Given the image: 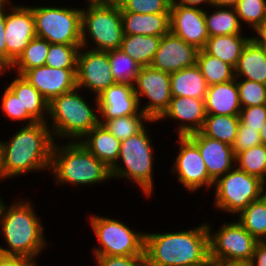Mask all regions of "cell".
<instances>
[{"label": "cell", "instance_id": "cell-10", "mask_svg": "<svg viewBox=\"0 0 266 266\" xmlns=\"http://www.w3.org/2000/svg\"><path fill=\"white\" fill-rule=\"evenodd\" d=\"M216 211L238 216L251 202L265 194L263 181L236 166L219 177L213 186Z\"/></svg>", "mask_w": 266, "mask_h": 266}, {"label": "cell", "instance_id": "cell-55", "mask_svg": "<svg viewBox=\"0 0 266 266\" xmlns=\"http://www.w3.org/2000/svg\"><path fill=\"white\" fill-rule=\"evenodd\" d=\"M16 3H14V1L12 2V0H0V7L3 6H12L15 5Z\"/></svg>", "mask_w": 266, "mask_h": 266}, {"label": "cell", "instance_id": "cell-38", "mask_svg": "<svg viewBox=\"0 0 266 266\" xmlns=\"http://www.w3.org/2000/svg\"><path fill=\"white\" fill-rule=\"evenodd\" d=\"M235 10L242 27L253 31L266 19V0H239Z\"/></svg>", "mask_w": 266, "mask_h": 266}, {"label": "cell", "instance_id": "cell-46", "mask_svg": "<svg viewBox=\"0 0 266 266\" xmlns=\"http://www.w3.org/2000/svg\"><path fill=\"white\" fill-rule=\"evenodd\" d=\"M32 258L4 255L0 253V266H38L39 262Z\"/></svg>", "mask_w": 266, "mask_h": 266}, {"label": "cell", "instance_id": "cell-12", "mask_svg": "<svg viewBox=\"0 0 266 266\" xmlns=\"http://www.w3.org/2000/svg\"><path fill=\"white\" fill-rule=\"evenodd\" d=\"M178 146L175 159L170 172L177 177L176 181L181 184L190 194H196L201 189L205 191L213 189L214 181L209 177L206 164L204 163L197 145L188 136H177ZM176 174V175H175Z\"/></svg>", "mask_w": 266, "mask_h": 266}, {"label": "cell", "instance_id": "cell-20", "mask_svg": "<svg viewBox=\"0 0 266 266\" xmlns=\"http://www.w3.org/2000/svg\"><path fill=\"white\" fill-rule=\"evenodd\" d=\"M198 147L209 177L215 182L236 166L232 146L203 135L200 131L187 135Z\"/></svg>", "mask_w": 266, "mask_h": 266}, {"label": "cell", "instance_id": "cell-37", "mask_svg": "<svg viewBox=\"0 0 266 266\" xmlns=\"http://www.w3.org/2000/svg\"><path fill=\"white\" fill-rule=\"evenodd\" d=\"M236 167L264 182L266 180V146L260 144L238 153Z\"/></svg>", "mask_w": 266, "mask_h": 266}, {"label": "cell", "instance_id": "cell-40", "mask_svg": "<svg viewBox=\"0 0 266 266\" xmlns=\"http://www.w3.org/2000/svg\"><path fill=\"white\" fill-rule=\"evenodd\" d=\"M0 96V111L5 115L3 117L11 120L10 122L16 123L17 121L21 126L22 124L31 125L37 122L27 111H23L20 99L7 86L4 87Z\"/></svg>", "mask_w": 266, "mask_h": 266}, {"label": "cell", "instance_id": "cell-50", "mask_svg": "<svg viewBox=\"0 0 266 266\" xmlns=\"http://www.w3.org/2000/svg\"><path fill=\"white\" fill-rule=\"evenodd\" d=\"M176 4L204 9L211 6V0H172ZM205 6V7H204Z\"/></svg>", "mask_w": 266, "mask_h": 266}, {"label": "cell", "instance_id": "cell-45", "mask_svg": "<svg viewBox=\"0 0 266 266\" xmlns=\"http://www.w3.org/2000/svg\"><path fill=\"white\" fill-rule=\"evenodd\" d=\"M95 264L99 266H146L145 255L133 256H103L92 255Z\"/></svg>", "mask_w": 266, "mask_h": 266}, {"label": "cell", "instance_id": "cell-22", "mask_svg": "<svg viewBox=\"0 0 266 266\" xmlns=\"http://www.w3.org/2000/svg\"><path fill=\"white\" fill-rule=\"evenodd\" d=\"M204 104L206 115L239 116L242 107L236 79L208 86Z\"/></svg>", "mask_w": 266, "mask_h": 266}, {"label": "cell", "instance_id": "cell-13", "mask_svg": "<svg viewBox=\"0 0 266 266\" xmlns=\"http://www.w3.org/2000/svg\"><path fill=\"white\" fill-rule=\"evenodd\" d=\"M133 88L141 111L151 120H158L168 109L172 99L170 73L158 70L151 65L143 66Z\"/></svg>", "mask_w": 266, "mask_h": 266}, {"label": "cell", "instance_id": "cell-1", "mask_svg": "<svg viewBox=\"0 0 266 266\" xmlns=\"http://www.w3.org/2000/svg\"><path fill=\"white\" fill-rule=\"evenodd\" d=\"M20 127L10 135L9 140L0 138L2 169L6 180L33 172L50 171L55 140L48 124L36 122Z\"/></svg>", "mask_w": 266, "mask_h": 266}, {"label": "cell", "instance_id": "cell-19", "mask_svg": "<svg viewBox=\"0 0 266 266\" xmlns=\"http://www.w3.org/2000/svg\"><path fill=\"white\" fill-rule=\"evenodd\" d=\"M206 118L204 100L192 97H172L168 109L157 120H174L176 135L187 136L202 129Z\"/></svg>", "mask_w": 266, "mask_h": 266}, {"label": "cell", "instance_id": "cell-41", "mask_svg": "<svg viewBox=\"0 0 266 266\" xmlns=\"http://www.w3.org/2000/svg\"><path fill=\"white\" fill-rule=\"evenodd\" d=\"M241 107L266 104V85L243 78H235Z\"/></svg>", "mask_w": 266, "mask_h": 266}, {"label": "cell", "instance_id": "cell-59", "mask_svg": "<svg viewBox=\"0 0 266 266\" xmlns=\"http://www.w3.org/2000/svg\"><path fill=\"white\" fill-rule=\"evenodd\" d=\"M263 187L266 189V180L263 182Z\"/></svg>", "mask_w": 266, "mask_h": 266}, {"label": "cell", "instance_id": "cell-18", "mask_svg": "<svg viewBox=\"0 0 266 266\" xmlns=\"http://www.w3.org/2000/svg\"><path fill=\"white\" fill-rule=\"evenodd\" d=\"M77 69L53 68L47 65L27 70L22 76L50 102L54 97L77 87Z\"/></svg>", "mask_w": 266, "mask_h": 266}, {"label": "cell", "instance_id": "cell-43", "mask_svg": "<svg viewBox=\"0 0 266 266\" xmlns=\"http://www.w3.org/2000/svg\"><path fill=\"white\" fill-rule=\"evenodd\" d=\"M239 119L246 128L260 132L266 123V104L241 108Z\"/></svg>", "mask_w": 266, "mask_h": 266}, {"label": "cell", "instance_id": "cell-58", "mask_svg": "<svg viewBox=\"0 0 266 266\" xmlns=\"http://www.w3.org/2000/svg\"><path fill=\"white\" fill-rule=\"evenodd\" d=\"M124 0H106V5H120Z\"/></svg>", "mask_w": 266, "mask_h": 266}, {"label": "cell", "instance_id": "cell-54", "mask_svg": "<svg viewBox=\"0 0 266 266\" xmlns=\"http://www.w3.org/2000/svg\"><path fill=\"white\" fill-rule=\"evenodd\" d=\"M6 178L3 175V169H2V146H1V141H0V181L4 182Z\"/></svg>", "mask_w": 266, "mask_h": 266}, {"label": "cell", "instance_id": "cell-57", "mask_svg": "<svg viewBox=\"0 0 266 266\" xmlns=\"http://www.w3.org/2000/svg\"><path fill=\"white\" fill-rule=\"evenodd\" d=\"M202 266H218L217 259H209L204 265Z\"/></svg>", "mask_w": 266, "mask_h": 266}, {"label": "cell", "instance_id": "cell-11", "mask_svg": "<svg viewBox=\"0 0 266 266\" xmlns=\"http://www.w3.org/2000/svg\"><path fill=\"white\" fill-rule=\"evenodd\" d=\"M206 224L209 232V259L247 264L251 262L258 240L237 219L224 221L217 230L207 220Z\"/></svg>", "mask_w": 266, "mask_h": 266}, {"label": "cell", "instance_id": "cell-8", "mask_svg": "<svg viewBox=\"0 0 266 266\" xmlns=\"http://www.w3.org/2000/svg\"><path fill=\"white\" fill-rule=\"evenodd\" d=\"M89 226L97 239L93 246V255L133 256L145 255V232L128 227L122 220L102 215H92Z\"/></svg>", "mask_w": 266, "mask_h": 266}, {"label": "cell", "instance_id": "cell-39", "mask_svg": "<svg viewBox=\"0 0 266 266\" xmlns=\"http://www.w3.org/2000/svg\"><path fill=\"white\" fill-rule=\"evenodd\" d=\"M81 45L50 43L45 65L53 68L77 69V57Z\"/></svg>", "mask_w": 266, "mask_h": 266}, {"label": "cell", "instance_id": "cell-42", "mask_svg": "<svg viewBox=\"0 0 266 266\" xmlns=\"http://www.w3.org/2000/svg\"><path fill=\"white\" fill-rule=\"evenodd\" d=\"M171 3L172 0H124L120 10L140 14L170 13Z\"/></svg>", "mask_w": 266, "mask_h": 266}, {"label": "cell", "instance_id": "cell-16", "mask_svg": "<svg viewBox=\"0 0 266 266\" xmlns=\"http://www.w3.org/2000/svg\"><path fill=\"white\" fill-rule=\"evenodd\" d=\"M170 31L187 44L202 50L209 38L205 23V10L172 2Z\"/></svg>", "mask_w": 266, "mask_h": 266}, {"label": "cell", "instance_id": "cell-28", "mask_svg": "<svg viewBox=\"0 0 266 266\" xmlns=\"http://www.w3.org/2000/svg\"><path fill=\"white\" fill-rule=\"evenodd\" d=\"M250 39L251 35L247 36V34L246 36L244 34H230L209 37L203 50L235 68Z\"/></svg>", "mask_w": 266, "mask_h": 266}, {"label": "cell", "instance_id": "cell-6", "mask_svg": "<svg viewBox=\"0 0 266 266\" xmlns=\"http://www.w3.org/2000/svg\"><path fill=\"white\" fill-rule=\"evenodd\" d=\"M147 127L146 125L139 133L121 141L119 158L110 173L112 180L132 182L149 199L155 190L153 174L157 155L149 130L151 127Z\"/></svg>", "mask_w": 266, "mask_h": 266}, {"label": "cell", "instance_id": "cell-48", "mask_svg": "<svg viewBox=\"0 0 266 266\" xmlns=\"http://www.w3.org/2000/svg\"><path fill=\"white\" fill-rule=\"evenodd\" d=\"M249 266H266V241H258Z\"/></svg>", "mask_w": 266, "mask_h": 266}, {"label": "cell", "instance_id": "cell-56", "mask_svg": "<svg viewBox=\"0 0 266 266\" xmlns=\"http://www.w3.org/2000/svg\"><path fill=\"white\" fill-rule=\"evenodd\" d=\"M85 3L86 4H104V5H106V0H86Z\"/></svg>", "mask_w": 266, "mask_h": 266}, {"label": "cell", "instance_id": "cell-26", "mask_svg": "<svg viewBox=\"0 0 266 266\" xmlns=\"http://www.w3.org/2000/svg\"><path fill=\"white\" fill-rule=\"evenodd\" d=\"M234 75L266 85V49L250 39L234 68Z\"/></svg>", "mask_w": 266, "mask_h": 266}, {"label": "cell", "instance_id": "cell-14", "mask_svg": "<svg viewBox=\"0 0 266 266\" xmlns=\"http://www.w3.org/2000/svg\"><path fill=\"white\" fill-rule=\"evenodd\" d=\"M76 83L77 88L84 92L87 90L86 93L89 90V95L94 94L95 97L116 84L111 73L108 51L81 47L77 57Z\"/></svg>", "mask_w": 266, "mask_h": 266}, {"label": "cell", "instance_id": "cell-4", "mask_svg": "<svg viewBox=\"0 0 266 266\" xmlns=\"http://www.w3.org/2000/svg\"><path fill=\"white\" fill-rule=\"evenodd\" d=\"M49 172L58 186L86 188L112 180L110 169L77 141H55Z\"/></svg>", "mask_w": 266, "mask_h": 266}, {"label": "cell", "instance_id": "cell-9", "mask_svg": "<svg viewBox=\"0 0 266 266\" xmlns=\"http://www.w3.org/2000/svg\"><path fill=\"white\" fill-rule=\"evenodd\" d=\"M28 5L33 12L37 37L53 44L81 45L82 8Z\"/></svg>", "mask_w": 266, "mask_h": 266}, {"label": "cell", "instance_id": "cell-21", "mask_svg": "<svg viewBox=\"0 0 266 266\" xmlns=\"http://www.w3.org/2000/svg\"><path fill=\"white\" fill-rule=\"evenodd\" d=\"M99 123L141 111L133 85L116 83L98 96Z\"/></svg>", "mask_w": 266, "mask_h": 266}, {"label": "cell", "instance_id": "cell-51", "mask_svg": "<svg viewBox=\"0 0 266 266\" xmlns=\"http://www.w3.org/2000/svg\"><path fill=\"white\" fill-rule=\"evenodd\" d=\"M239 0H211V5L217 7H235Z\"/></svg>", "mask_w": 266, "mask_h": 266}, {"label": "cell", "instance_id": "cell-25", "mask_svg": "<svg viewBox=\"0 0 266 266\" xmlns=\"http://www.w3.org/2000/svg\"><path fill=\"white\" fill-rule=\"evenodd\" d=\"M11 73L15 77L6 86L20 99L23 111H27L37 122L46 123L49 102L25 77Z\"/></svg>", "mask_w": 266, "mask_h": 266}, {"label": "cell", "instance_id": "cell-47", "mask_svg": "<svg viewBox=\"0 0 266 266\" xmlns=\"http://www.w3.org/2000/svg\"><path fill=\"white\" fill-rule=\"evenodd\" d=\"M5 6L0 7V68L7 69V48L5 43Z\"/></svg>", "mask_w": 266, "mask_h": 266}, {"label": "cell", "instance_id": "cell-35", "mask_svg": "<svg viewBox=\"0 0 266 266\" xmlns=\"http://www.w3.org/2000/svg\"><path fill=\"white\" fill-rule=\"evenodd\" d=\"M157 125V120H151L142 111L136 115H128L106 120L102 125L118 140H125L139 133L146 125Z\"/></svg>", "mask_w": 266, "mask_h": 266}, {"label": "cell", "instance_id": "cell-34", "mask_svg": "<svg viewBox=\"0 0 266 266\" xmlns=\"http://www.w3.org/2000/svg\"><path fill=\"white\" fill-rule=\"evenodd\" d=\"M196 65L208 86L228 82L235 78L234 68L231 65L206 53L203 49L198 51Z\"/></svg>", "mask_w": 266, "mask_h": 266}, {"label": "cell", "instance_id": "cell-23", "mask_svg": "<svg viewBox=\"0 0 266 266\" xmlns=\"http://www.w3.org/2000/svg\"><path fill=\"white\" fill-rule=\"evenodd\" d=\"M122 27L127 35L162 37L170 31V13L140 14L121 12Z\"/></svg>", "mask_w": 266, "mask_h": 266}, {"label": "cell", "instance_id": "cell-31", "mask_svg": "<svg viewBox=\"0 0 266 266\" xmlns=\"http://www.w3.org/2000/svg\"><path fill=\"white\" fill-rule=\"evenodd\" d=\"M50 43L43 38L35 37L26 46L19 58L10 66L9 69H2L1 78L10 72L23 75L27 70L45 65Z\"/></svg>", "mask_w": 266, "mask_h": 266}, {"label": "cell", "instance_id": "cell-17", "mask_svg": "<svg viewBox=\"0 0 266 266\" xmlns=\"http://www.w3.org/2000/svg\"><path fill=\"white\" fill-rule=\"evenodd\" d=\"M198 51L195 46L187 44L182 38L169 31L161 37L151 66L171 74L196 65Z\"/></svg>", "mask_w": 266, "mask_h": 266}, {"label": "cell", "instance_id": "cell-7", "mask_svg": "<svg viewBox=\"0 0 266 266\" xmlns=\"http://www.w3.org/2000/svg\"><path fill=\"white\" fill-rule=\"evenodd\" d=\"M123 36L120 5L82 7L81 47L104 52L120 49Z\"/></svg>", "mask_w": 266, "mask_h": 266}, {"label": "cell", "instance_id": "cell-3", "mask_svg": "<svg viewBox=\"0 0 266 266\" xmlns=\"http://www.w3.org/2000/svg\"><path fill=\"white\" fill-rule=\"evenodd\" d=\"M173 232H146V266H202L209 260L206 221L199 226Z\"/></svg>", "mask_w": 266, "mask_h": 266}, {"label": "cell", "instance_id": "cell-29", "mask_svg": "<svg viewBox=\"0 0 266 266\" xmlns=\"http://www.w3.org/2000/svg\"><path fill=\"white\" fill-rule=\"evenodd\" d=\"M213 11L205 9V23L209 37L244 34L235 7H217L211 5ZM242 29L244 31H242Z\"/></svg>", "mask_w": 266, "mask_h": 266}, {"label": "cell", "instance_id": "cell-33", "mask_svg": "<svg viewBox=\"0 0 266 266\" xmlns=\"http://www.w3.org/2000/svg\"><path fill=\"white\" fill-rule=\"evenodd\" d=\"M236 219L255 239L266 241V193L251 202Z\"/></svg>", "mask_w": 266, "mask_h": 266}, {"label": "cell", "instance_id": "cell-15", "mask_svg": "<svg viewBox=\"0 0 266 266\" xmlns=\"http://www.w3.org/2000/svg\"><path fill=\"white\" fill-rule=\"evenodd\" d=\"M5 43L7 69L19 58L30 41L35 38V20L27 4L5 6Z\"/></svg>", "mask_w": 266, "mask_h": 266}, {"label": "cell", "instance_id": "cell-49", "mask_svg": "<svg viewBox=\"0 0 266 266\" xmlns=\"http://www.w3.org/2000/svg\"><path fill=\"white\" fill-rule=\"evenodd\" d=\"M254 32V33H253ZM253 33V34H252ZM251 33V39L266 49V19L260 23ZM255 34V35H254Z\"/></svg>", "mask_w": 266, "mask_h": 266}, {"label": "cell", "instance_id": "cell-5", "mask_svg": "<svg viewBox=\"0 0 266 266\" xmlns=\"http://www.w3.org/2000/svg\"><path fill=\"white\" fill-rule=\"evenodd\" d=\"M84 94V91L76 87L70 92L54 97L49 102L46 123L55 141L80 142L99 124L98 97L93 95L91 97L93 101L90 102L86 100L87 97L83 96Z\"/></svg>", "mask_w": 266, "mask_h": 266}, {"label": "cell", "instance_id": "cell-53", "mask_svg": "<svg viewBox=\"0 0 266 266\" xmlns=\"http://www.w3.org/2000/svg\"><path fill=\"white\" fill-rule=\"evenodd\" d=\"M260 133V139L262 144H264L266 146V123L264 124V126L262 127Z\"/></svg>", "mask_w": 266, "mask_h": 266}, {"label": "cell", "instance_id": "cell-52", "mask_svg": "<svg viewBox=\"0 0 266 266\" xmlns=\"http://www.w3.org/2000/svg\"><path fill=\"white\" fill-rule=\"evenodd\" d=\"M218 266H249V264L243 262H227L218 260Z\"/></svg>", "mask_w": 266, "mask_h": 266}, {"label": "cell", "instance_id": "cell-44", "mask_svg": "<svg viewBox=\"0 0 266 266\" xmlns=\"http://www.w3.org/2000/svg\"><path fill=\"white\" fill-rule=\"evenodd\" d=\"M260 144H262L260 133L255 129L246 128L244 124L239 122L238 132L232 145L235 156L244 150L258 146Z\"/></svg>", "mask_w": 266, "mask_h": 266}, {"label": "cell", "instance_id": "cell-24", "mask_svg": "<svg viewBox=\"0 0 266 266\" xmlns=\"http://www.w3.org/2000/svg\"><path fill=\"white\" fill-rule=\"evenodd\" d=\"M80 143L109 169L115 165L119 158L121 141L100 123L88 132L80 140Z\"/></svg>", "mask_w": 266, "mask_h": 266}, {"label": "cell", "instance_id": "cell-27", "mask_svg": "<svg viewBox=\"0 0 266 266\" xmlns=\"http://www.w3.org/2000/svg\"><path fill=\"white\" fill-rule=\"evenodd\" d=\"M172 97H192L205 100L208 84L197 65L170 74Z\"/></svg>", "mask_w": 266, "mask_h": 266}, {"label": "cell", "instance_id": "cell-36", "mask_svg": "<svg viewBox=\"0 0 266 266\" xmlns=\"http://www.w3.org/2000/svg\"><path fill=\"white\" fill-rule=\"evenodd\" d=\"M111 73L115 83L133 85L142 66L121 49L108 51Z\"/></svg>", "mask_w": 266, "mask_h": 266}, {"label": "cell", "instance_id": "cell-32", "mask_svg": "<svg viewBox=\"0 0 266 266\" xmlns=\"http://www.w3.org/2000/svg\"><path fill=\"white\" fill-rule=\"evenodd\" d=\"M239 122V116L206 115L200 132L232 146L238 132Z\"/></svg>", "mask_w": 266, "mask_h": 266}, {"label": "cell", "instance_id": "cell-2", "mask_svg": "<svg viewBox=\"0 0 266 266\" xmlns=\"http://www.w3.org/2000/svg\"><path fill=\"white\" fill-rule=\"evenodd\" d=\"M29 199L18 198L10 204L1 200L0 234L6 244V247L5 244L0 246L1 254L37 260L47 249L46 229L41 216L36 212L35 204Z\"/></svg>", "mask_w": 266, "mask_h": 266}, {"label": "cell", "instance_id": "cell-30", "mask_svg": "<svg viewBox=\"0 0 266 266\" xmlns=\"http://www.w3.org/2000/svg\"><path fill=\"white\" fill-rule=\"evenodd\" d=\"M161 37L124 34L120 49L140 66H150L159 48Z\"/></svg>", "mask_w": 266, "mask_h": 266}]
</instances>
